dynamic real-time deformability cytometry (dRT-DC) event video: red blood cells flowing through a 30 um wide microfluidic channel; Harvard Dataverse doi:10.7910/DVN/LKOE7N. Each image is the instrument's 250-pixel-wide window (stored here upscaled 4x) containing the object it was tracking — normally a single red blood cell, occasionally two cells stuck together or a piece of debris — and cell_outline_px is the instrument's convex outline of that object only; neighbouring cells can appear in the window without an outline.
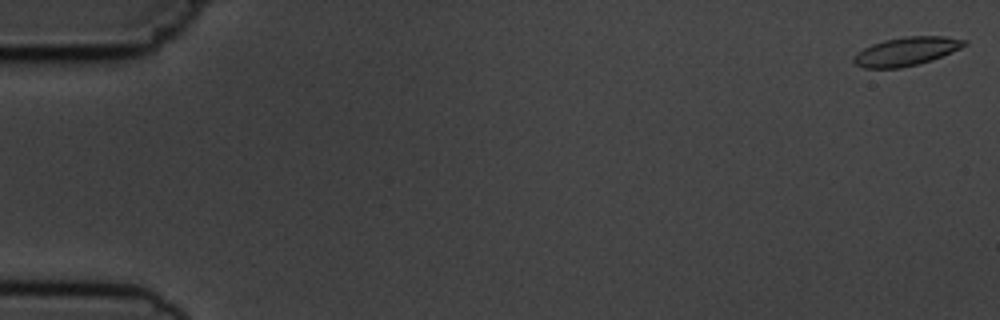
{"species": "common noctule bat (a hibernating species)", "species_latin": "Nyctalus noctula", "temperature_condition": "cold", "stored_images_in_passage": 15, "camera_frame_rate_fps": 3000, "um_per_image_px": 0.085, "animal": {"sex": "male", "body_mass_g": 19.5, "forearm_length_mm": 54.6}, "frame": {"image": 1, "passage_image": 1, "time_ms": 0.0, "image_size_px": [1000, 320], "cell_outline_px": [[968, 44], [960, 48], [932, 60], [900, 68], [864, 68], [856, 64], [852, 60], [864, 48], [872, 44], [884, 40], [904, 36], [944, 36], [968, 40]], "centroid_in_image_um": [77.07, 4.35], "position_along_channel_um": 7.9, "area_um2": 18.21}}
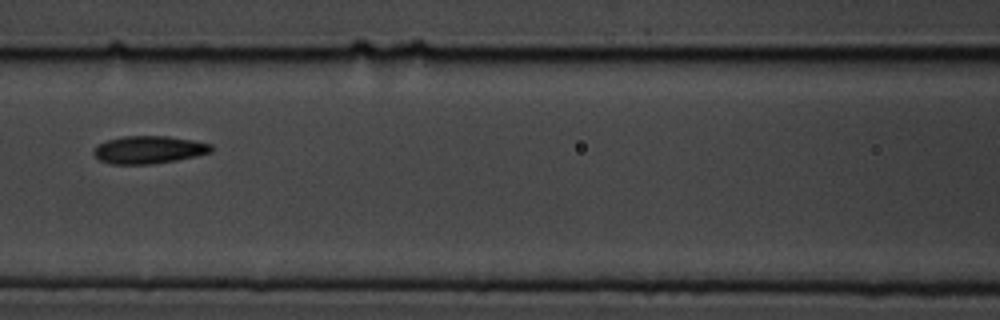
{"frame": {"image": 2, "passage_image": 7, "time_ms": 8.0, "image_size_px": [1000, 320], "cell_outline_px": [[212, 152], [196, 156], [176, 160], [152, 164], [112, 164], [100, 160], [92, 152], [96, 144], [108, 140], [124, 136], [168, 136], [192, 140], [212, 144]], "centroid_in_image_um": [12.64, 12.72], "position_along_channel_um": 154.0, "area_um2": 18.96}}
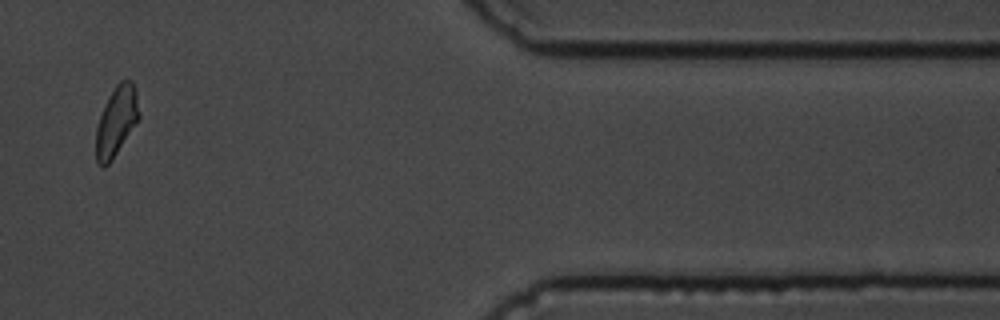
{"frame": {"image": 3, "passage_image": 13, "time_ms": 15.667, "image_size_px": [1000, 320], "cell_outline_px": [[140, 116], [136, 124], [112, 160], [104, 168], [100, 168], [96, 164], [96, 128], [100, 116], [116, 84], [120, 80], [132, 80], [136, 92], [140, 112]], "centroid_in_image_um": [9.9, 10.35], "position_along_channel_um": 401.5, "area_um2": 17.4}, "authors_computed_cell_mechanics": {"area_um2": 18.3226, "velocity_mm_per_s": 3.711, "shape_relaxation_time_tau1_ms": null, "shape_relaxation_time_tau2_ms": 4.5161, "deformation_change_tau1": null, "deformation_change_tau2": 0.0841}}